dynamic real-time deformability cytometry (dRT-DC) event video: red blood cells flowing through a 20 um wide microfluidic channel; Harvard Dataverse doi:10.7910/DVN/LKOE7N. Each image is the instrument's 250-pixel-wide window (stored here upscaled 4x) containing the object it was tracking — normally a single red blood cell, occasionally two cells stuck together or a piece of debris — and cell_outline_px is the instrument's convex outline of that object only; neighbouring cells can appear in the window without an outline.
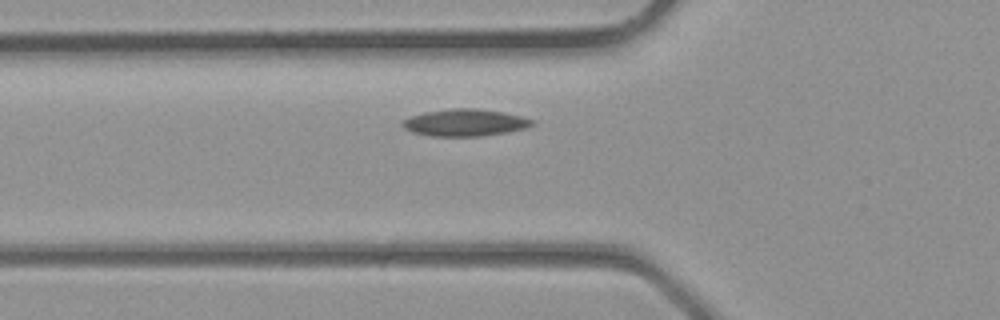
{"species": "common noctule bat (a hibernating species)", "species_latin": "Nyctalus noctula", "temperature_condition": "room temperature", "stored_images_in_passage": 4, "camera_frame_rate_fps": 3000, "um_per_image_px": 0.085, "animal": {"sex": "male", "body_mass_g": 23.1, "forearm_length_mm": 52.7}, "frame": {"image": 1, "passage_image": 4, "time_ms": 1.0, "image_size_px": [1000, 320], "cell_outline_px": [[536, 124], [524, 128], [508, 132], [480, 136], [432, 136], [412, 132], [404, 128], [400, 124], [404, 120], [412, 116], [424, 112], [452, 108], [476, 108], [504, 112], [536, 120]], "centroid_in_image_um": [39.55, 10.42], "position_along_channel_um": 86.3, "area_um2": 20.46}}